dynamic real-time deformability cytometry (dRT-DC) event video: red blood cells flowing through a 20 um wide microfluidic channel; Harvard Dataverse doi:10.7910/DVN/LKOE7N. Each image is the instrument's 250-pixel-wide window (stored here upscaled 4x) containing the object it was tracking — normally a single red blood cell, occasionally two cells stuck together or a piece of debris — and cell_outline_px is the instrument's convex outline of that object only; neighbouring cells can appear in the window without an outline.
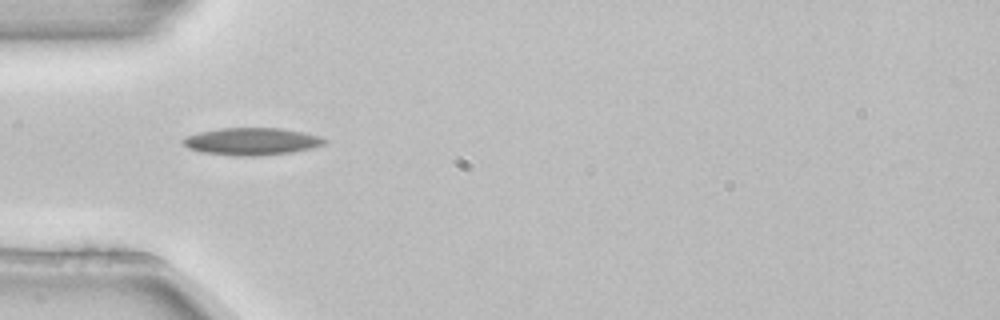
{"species": "common noctule bat (a hibernating species)", "species_latin": "Nyctalus noctula", "temperature_condition": "room temperature", "stored_images_in_passage": 5, "camera_frame_rate_fps": 3000, "um_per_image_px": 0.085, "animal": {"sex": "female", "body_mass_g": 22.7, "forearm_length_mm": 54.2}, "frame": {"image": 1, "passage_image": 4, "time_ms": 1.0, "image_size_px": [1000, 320], "cell_outline_px": [[328, 140], [324, 144], [312, 148], [292, 152], [252, 156], [236, 156], [204, 152], [188, 148], [180, 140], [184, 136], [200, 132], [220, 128], [280, 128], [304, 132], [320, 136]], "centroid_in_image_um": [21.39, 12.01], "position_along_channel_um": 63.6, "area_um2": 22.48}}